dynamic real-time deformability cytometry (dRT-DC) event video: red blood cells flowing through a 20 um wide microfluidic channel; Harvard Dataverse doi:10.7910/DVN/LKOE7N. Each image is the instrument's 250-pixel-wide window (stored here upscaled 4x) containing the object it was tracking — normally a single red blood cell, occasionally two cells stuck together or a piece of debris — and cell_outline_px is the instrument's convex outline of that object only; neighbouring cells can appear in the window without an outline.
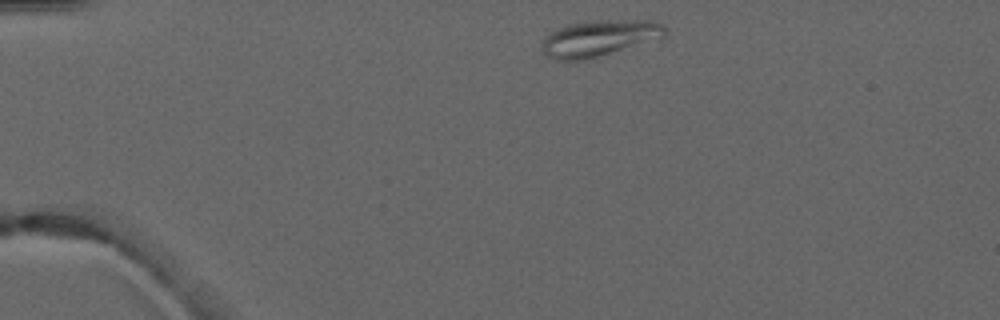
{"species": "common noctule bat (a hibernating species)", "species_latin": "Nyctalus noctula", "temperature_condition": "warm", "stored_images_in_passage": 3, "camera_frame_rate_fps": 3000, "um_per_image_px": 0.085, "animal": {"sex": "male", "forearm_length_mm": 52.5}, "frame": {"image": 1, "passage_image": 1, "time_ms": 0.0, "image_size_px": [1000, 320], "cell_outline_px": [[668, 32], [660, 40], [584, 60], [556, 60], [544, 56], [540, 48], [540, 44], [544, 36], [556, 28], [568, 24], [608, 20], [656, 20]], "centroid_in_image_um": [50.92, 3.26], "position_along_channel_um": 34.1, "area_um2": 26.47}}